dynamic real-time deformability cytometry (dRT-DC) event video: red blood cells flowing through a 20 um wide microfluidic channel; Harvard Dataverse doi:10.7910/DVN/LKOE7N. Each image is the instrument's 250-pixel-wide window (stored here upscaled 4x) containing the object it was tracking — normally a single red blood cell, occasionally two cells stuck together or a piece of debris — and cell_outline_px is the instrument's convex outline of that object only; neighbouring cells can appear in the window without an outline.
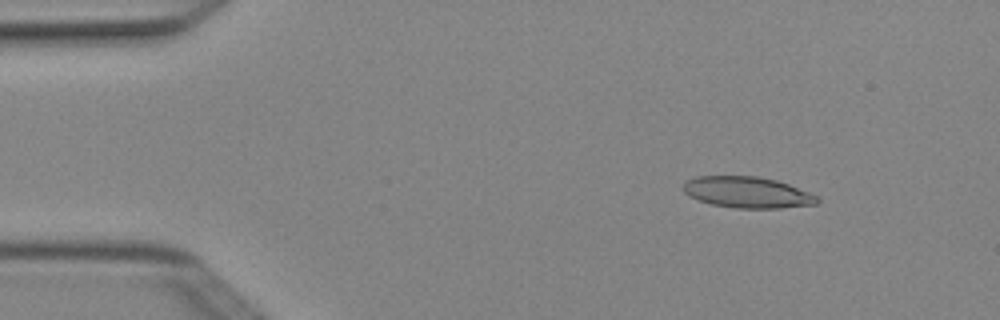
{"species": "Egyptian fruit bat (a non-hibernating species)", "species_latin": "Rousettus aegyptiacus", "temperature_condition": "cold", "stored_images_in_passage": 4, "camera_frame_rate_fps": 3000, "um_per_image_px": 0.085, "animal": {"sex": "female"}, "frame": {"image": 1, "passage_image": 2, "time_ms": 0.333, "image_size_px": [1000, 320], "cell_outline_px": [[820, 200], [816, 204], [780, 208], [736, 208], [712, 204], [688, 196], [684, 192], [684, 180], [696, 176], [756, 176], [776, 180], [788, 184], [808, 192], [816, 196]], "centroid_in_image_um": [63.49, 16.34], "position_along_channel_um": 21.5, "area_um2": 24.22}}